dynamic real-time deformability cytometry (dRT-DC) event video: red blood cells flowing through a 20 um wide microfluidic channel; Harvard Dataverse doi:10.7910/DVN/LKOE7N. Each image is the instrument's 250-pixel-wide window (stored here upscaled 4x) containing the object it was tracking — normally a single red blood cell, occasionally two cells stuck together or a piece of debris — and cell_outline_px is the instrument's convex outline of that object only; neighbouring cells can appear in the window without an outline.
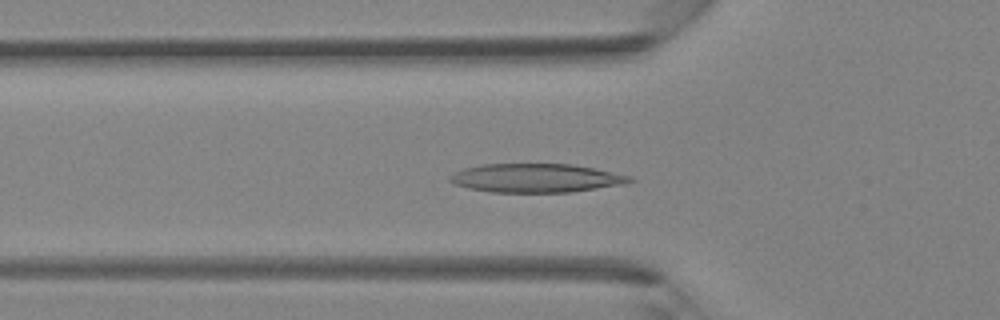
{"species": "Egyptian fruit bat (a non-hibernating species)", "species_latin": "Rousettus aegyptiacus", "temperature_condition": "room temperature", "stored_images_in_passage": 33, "camera_frame_rate_fps": 3000, "um_per_image_px": 0.085, "animal": {"sex": "female"}, "frame": {"image": 1, "passage_image": 5, "time_ms": 1.333, "image_size_px": [1000, 320], "cell_outline_px": [[636, 180], [628, 184], [572, 192], [492, 192], [468, 188], [456, 184], [448, 180], [448, 176], [464, 168], [480, 164], [572, 164], [632, 176]], "centroid_in_image_um": [45.6, 15.14], "position_along_channel_um": 80.2, "area_um2": 30.23}}
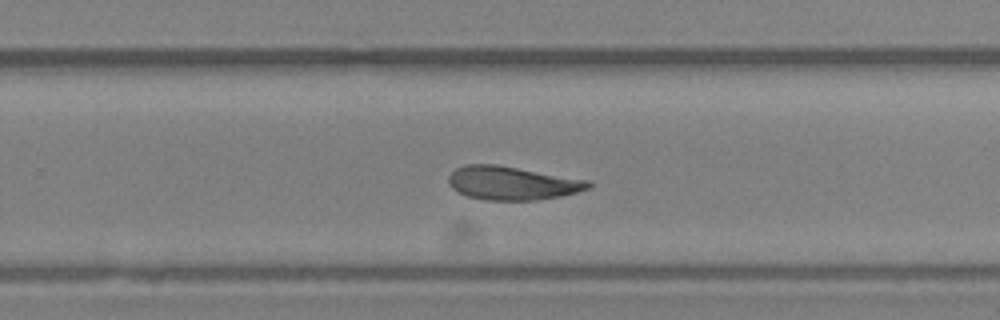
{"frame": {"image": 2, "passage_image": 18, "time_ms": 5.667, "image_size_px": [1000, 320], "cell_outline_px": [[592, 184], [588, 188], [576, 192], [560, 196], [536, 200], [484, 200], [468, 196], [452, 188], [448, 184], [448, 176], [456, 168], [464, 164], [496, 164], [592, 180]], "centroid_in_image_um": [43.54, 15.55], "position_along_channel_um": 286.3, "area_um2": 27.46}}
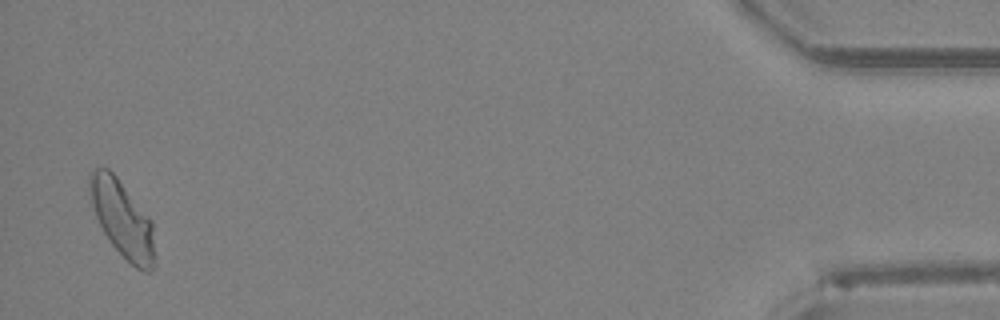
{"frame": {"image": 3, "passage_image": 32, "time_ms": 10.333, "image_size_px": [1000, 320], "cell_outline_px": [[156, 264], [152, 272], [144, 272], [136, 268], [112, 244], [104, 232], [96, 216], [92, 204], [88, 184], [88, 172], [92, 168], [108, 168], [116, 176], [152, 220]], "centroid_in_image_um": [10.42, 18.61], "position_along_channel_um": 424.8, "area_um2": 29.07}}